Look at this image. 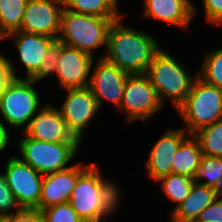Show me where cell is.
Segmentation results:
<instances>
[{
  "label": "cell",
  "mask_w": 222,
  "mask_h": 222,
  "mask_svg": "<svg viewBox=\"0 0 222 222\" xmlns=\"http://www.w3.org/2000/svg\"><path fill=\"white\" fill-rule=\"evenodd\" d=\"M201 68L196 75L206 83L222 89V49L204 53Z\"/></svg>",
  "instance_id": "484cf974"
},
{
  "label": "cell",
  "mask_w": 222,
  "mask_h": 222,
  "mask_svg": "<svg viewBox=\"0 0 222 222\" xmlns=\"http://www.w3.org/2000/svg\"><path fill=\"white\" fill-rule=\"evenodd\" d=\"M156 182H160V190H163L162 192L167 199L171 200L173 204L175 203L176 207L188 197L192 185L194 184V179L171 173L168 176L160 178Z\"/></svg>",
  "instance_id": "603a6c76"
},
{
  "label": "cell",
  "mask_w": 222,
  "mask_h": 222,
  "mask_svg": "<svg viewBox=\"0 0 222 222\" xmlns=\"http://www.w3.org/2000/svg\"><path fill=\"white\" fill-rule=\"evenodd\" d=\"M65 91L63 104L57 109L69 130L81 142L86 128L100 109L88 87L65 89Z\"/></svg>",
  "instance_id": "30bf717a"
},
{
  "label": "cell",
  "mask_w": 222,
  "mask_h": 222,
  "mask_svg": "<svg viewBox=\"0 0 222 222\" xmlns=\"http://www.w3.org/2000/svg\"><path fill=\"white\" fill-rule=\"evenodd\" d=\"M189 135L185 129H169L156 140L145 160L148 178L158 181L172 173V159L181 142Z\"/></svg>",
  "instance_id": "9a60e30c"
},
{
  "label": "cell",
  "mask_w": 222,
  "mask_h": 222,
  "mask_svg": "<svg viewBox=\"0 0 222 222\" xmlns=\"http://www.w3.org/2000/svg\"><path fill=\"white\" fill-rule=\"evenodd\" d=\"M221 193L214 188L194 182L188 197L173 207L171 222H193Z\"/></svg>",
  "instance_id": "d6986e66"
},
{
  "label": "cell",
  "mask_w": 222,
  "mask_h": 222,
  "mask_svg": "<svg viewBox=\"0 0 222 222\" xmlns=\"http://www.w3.org/2000/svg\"><path fill=\"white\" fill-rule=\"evenodd\" d=\"M63 9L61 0H27L19 31L44 34L57 40Z\"/></svg>",
  "instance_id": "7c38bea8"
},
{
  "label": "cell",
  "mask_w": 222,
  "mask_h": 222,
  "mask_svg": "<svg viewBox=\"0 0 222 222\" xmlns=\"http://www.w3.org/2000/svg\"><path fill=\"white\" fill-rule=\"evenodd\" d=\"M123 19L124 16L112 23L101 58L129 75L145 74L161 45L149 33L124 26Z\"/></svg>",
  "instance_id": "7a4b0ae2"
},
{
  "label": "cell",
  "mask_w": 222,
  "mask_h": 222,
  "mask_svg": "<svg viewBox=\"0 0 222 222\" xmlns=\"http://www.w3.org/2000/svg\"><path fill=\"white\" fill-rule=\"evenodd\" d=\"M45 222H84L69 202L41 210Z\"/></svg>",
  "instance_id": "83f0119b"
},
{
  "label": "cell",
  "mask_w": 222,
  "mask_h": 222,
  "mask_svg": "<svg viewBox=\"0 0 222 222\" xmlns=\"http://www.w3.org/2000/svg\"><path fill=\"white\" fill-rule=\"evenodd\" d=\"M64 9L79 14L92 15L107 19H120L125 16L120 12L118 0H61Z\"/></svg>",
  "instance_id": "44dd1931"
},
{
  "label": "cell",
  "mask_w": 222,
  "mask_h": 222,
  "mask_svg": "<svg viewBox=\"0 0 222 222\" xmlns=\"http://www.w3.org/2000/svg\"><path fill=\"white\" fill-rule=\"evenodd\" d=\"M12 209L14 210L13 212ZM22 210L13 191L9 188L7 178L0 171V218H6Z\"/></svg>",
  "instance_id": "4316f807"
},
{
  "label": "cell",
  "mask_w": 222,
  "mask_h": 222,
  "mask_svg": "<svg viewBox=\"0 0 222 222\" xmlns=\"http://www.w3.org/2000/svg\"><path fill=\"white\" fill-rule=\"evenodd\" d=\"M145 74L155 87L161 103L168 99L175 109L184 102L197 78L163 48L154 55Z\"/></svg>",
  "instance_id": "3957f363"
},
{
  "label": "cell",
  "mask_w": 222,
  "mask_h": 222,
  "mask_svg": "<svg viewBox=\"0 0 222 222\" xmlns=\"http://www.w3.org/2000/svg\"><path fill=\"white\" fill-rule=\"evenodd\" d=\"M6 39L5 33L0 29V40Z\"/></svg>",
  "instance_id": "e575fe53"
},
{
  "label": "cell",
  "mask_w": 222,
  "mask_h": 222,
  "mask_svg": "<svg viewBox=\"0 0 222 222\" xmlns=\"http://www.w3.org/2000/svg\"><path fill=\"white\" fill-rule=\"evenodd\" d=\"M9 188L22 209H38L43 174L24 163L19 157H10L4 166Z\"/></svg>",
  "instance_id": "9c48e42d"
},
{
  "label": "cell",
  "mask_w": 222,
  "mask_h": 222,
  "mask_svg": "<svg viewBox=\"0 0 222 222\" xmlns=\"http://www.w3.org/2000/svg\"><path fill=\"white\" fill-rule=\"evenodd\" d=\"M193 135L197 138L203 155L222 157V120L199 129Z\"/></svg>",
  "instance_id": "d4e9b609"
},
{
  "label": "cell",
  "mask_w": 222,
  "mask_h": 222,
  "mask_svg": "<svg viewBox=\"0 0 222 222\" xmlns=\"http://www.w3.org/2000/svg\"><path fill=\"white\" fill-rule=\"evenodd\" d=\"M116 20L63 9L57 41L94 56V49L107 48L109 29Z\"/></svg>",
  "instance_id": "277c9868"
},
{
  "label": "cell",
  "mask_w": 222,
  "mask_h": 222,
  "mask_svg": "<svg viewBox=\"0 0 222 222\" xmlns=\"http://www.w3.org/2000/svg\"><path fill=\"white\" fill-rule=\"evenodd\" d=\"M203 154L197 138L189 134L179 145L172 159V173L193 179Z\"/></svg>",
  "instance_id": "ffe728a7"
},
{
  "label": "cell",
  "mask_w": 222,
  "mask_h": 222,
  "mask_svg": "<svg viewBox=\"0 0 222 222\" xmlns=\"http://www.w3.org/2000/svg\"><path fill=\"white\" fill-rule=\"evenodd\" d=\"M94 57L60 43L56 77L62 89L88 87Z\"/></svg>",
  "instance_id": "4fadbf2b"
},
{
  "label": "cell",
  "mask_w": 222,
  "mask_h": 222,
  "mask_svg": "<svg viewBox=\"0 0 222 222\" xmlns=\"http://www.w3.org/2000/svg\"><path fill=\"white\" fill-rule=\"evenodd\" d=\"M193 179L194 182L214 188L222 194V157L203 155ZM203 179L206 181L202 182Z\"/></svg>",
  "instance_id": "7402d4cb"
},
{
  "label": "cell",
  "mask_w": 222,
  "mask_h": 222,
  "mask_svg": "<svg viewBox=\"0 0 222 222\" xmlns=\"http://www.w3.org/2000/svg\"><path fill=\"white\" fill-rule=\"evenodd\" d=\"M96 165L91 162L79 175L68 201L84 222H104L120 205L121 191Z\"/></svg>",
  "instance_id": "6da1fadb"
},
{
  "label": "cell",
  "mask_w": 222,
  "mask_h": 222,
  "mask_svg": "<svg viewBox=\"0 0 222 222\" xmlns=\"http://www.w3.org/2000/svg\"><path fill=\"white\" fill-rule=\"evenodd\" d=\"M0 222H6L5 218H0Z\"/></svg>",
  "instance_id": "d590c367"
},
{
  "label": "cell",
  "mask_w": 222,
  "mask_h": 222,
  "mask_svg": "<svg viewBox=\"0 0 222 222\" xmlns=\"http://www.w3.org/2000/svg\"><path fill=\"white\" fill-rule=\"evenodd\" d=\"M8 127L5 126L4 122L1 121L0 119V153L7 148L8 144H10V136L8 133Z\"/></svg>",
  "instance_id": "836d02e7"
},
{
  "label": "cell",
  "mask_w": 222,
  "mask_h": 222,
  "mask_svg": "<svg viewBox=\"0 0 222 222\" xmlns=\"http://www.w3.org/2000/svg\"><path fill=\"white\" fill-rule=\"evenodd\" d=\"M184 120V129L194 134L199 129L222 120V89L197 76L184 102L176 109Z\"/></svg>",
  "instance_id": "5b68a950"
},
{
  "label": "cell",
  "mask_w": 222,
  "mask_h": 222,
  "mask_svg": "<svg viewBox=\"0 0 222 222\" xmlns=\"http://www.w3.org/2000/svg\"><path fill=\"white\" fill-rule=\"evenodd\" d=\"M34 82L26 78H11L0 94V114L8 126L24 132L33 116L42 108L41 97Z\"/></svg>",
  "instance_id": "8992f818"
},
{
  "label": "cell",
  "mask_w": 222,
  "mask_h": 222,
  "mask_svg": "<svg viewBox=\"0 0 222 222\" xmlns=\"http://www.w3.org/2000/svg\"><path fill=\"white\" fill-rule=\"evenodd\" d=\"M24 132L33 139L50 143L80 142L69 130L58 109L48 102L33 116Z\"/></svg>",
  "instance_id": "5bb4252c"
},
{
  "label": "cell",
  "mask_w": 222,
  "mask_h": 222,
  "mask_svg": "<svg viewBox=\"0 0 222 222\" xmlns=\"http://www.w3.org/2000/svg\"><path fill=\"white\" fill-rule=\"evenodd\" d=\"M196 221L222 222V194L199 214Z\"/></svg>",
  "instance_id": "4dcf8cb0"
},
{
  "label": "cell",
  "mask_w": 222,
  "mask_h": 222,
  "mask_svg": "<svg viewBox=\"0 0 222 222\" xmlns=\"http://www.w3.org/2000/svg\"><path fill=\"white\" fill-rule=\"evenodd\" d=\"M5 219L6 222H45L42 212L38 209H22Z\"/></svg>",
  "instance_id": "d6a6232c"
},
{
  "label": "cell",
  "mask_w": 222,
  "mask_h": 222,
  "mask_svg": "<svg viewBox=\"0 0 222 222\" xmlns=\"http://www.w3.org/2000/svg\"><path fill=\"white\" fill-rule=\"evenodd\" d=\"M24 137L19 140V157L40 174L59 172L70 168L68 164L77 155L82 142L50 143L39 141L22 132Z\"/></svg>",
  "instance_id": "52a82bcc"
},
{
  "label": "cell",
  "mask_w": 222,
  "mask_h": 222,
  "mask_svg": "<svg viewBox=\"0 0 222 222\" xmlns=\"http://www.w3.org/2000/svg\"><path fill=\"white\" fill-rule=\"evenodd\" d=\"M6 38L12 39L19 51L18 61L26 69L25 77L22 78L26 79H30L38 71L44 55L56 41L44 34L25 33L19 30L9 33Z\"/></svg>",
  "instance_id": "e0dca14e"
},
{
  "label": "cell",
  "mask_w": 222,
  "mask_h": 222,
  "mask_svg": "<svg viewBox=\"0 0 222 222\" xmlns=\"http://www.w3.org/2000/svg\"><path fill=\"white\" fill-rule=\"evenodd\" d=\"M142 16L175 25L181 29L190 28L191 20L197 13L191 0H143Z\"/></svg>",
  "instance_id": "ac0fdd59"
},
{
  "label": "cell",
  "mask_w": 222,
  "mask_h": 222,
  "mask_svg": "<svg viewBox=\"0 0 222 222\" xmlns=\"http://www.w3.org/2000/svg\"><path fill=\"white\" fill-rule=\"evenodd\" d=\"M27 0H0V29L8 35L20 30Z\"/></svg>",
  "instance_id": "cb8c5ba5"
},
{
  "label": "cell",
  "mask_w": 222,
  "mask_h": 222,
  "mask_svg": "<svg viewBox=\"0 0 222 222\" xmlns=\"http://www.w3.org/2000/svg\"><path fill=\"white\" fill-rule=\"evenodd\" d=\"M16 66L12 61L5 57L4 54L0 53V94L3 90L4 85L13 77V78H22L17 76L15 71Z\"/></svg>",
  "instance_id": "1f68e13d"
},
{
  "label": "cell",
  "mask_w": 222,
  "mask_h": 222,
  "mask_svg": "<svg viewBox=\"0 0 222 222\" xmlns=\"http://www.w3.org/2000/svg\"><path fill=\"white\" fill-rule=\"evenodd\" d=\"M76 163L70 168L43 176L39 210L67 203L79 175L90 165Z\"/></svg>",
  "instance_id": "2e32d148"
},
{
  "label": "cell",
  "mask_w": 222,
  "mask_h": 222,
  "mask_svg": "<svg viewBox=\"0 0 222 222\" xmlns=\"http://www.w3.org/2000/svg\"><path fill=\"white\" fill-rule=\"evenodd\" d=\"M59 51H60V42L56 40L44 55L43 61L41 62L38 71L30 79L33 80L34 82H39L42 79L44 80V78L47 77L48 75H51L53 73H55L56 75Z\"/></svg>",
  "instance_id": "f1b7e54d"
},
{
  "label": "cell",
  "mask_w": 222,
  "mask_h": 222,
  "mask_svg": "<svg viewBox=\"0 0 222 222\" xmlns=\"http://www.w3.org/2000/svg\"><path fill=\"white\" fill-rule=\"evenodd\" d=\"M163 107L155 87L146 74L128 75L119 107L125 113L126 124L148 121Z\"/></svg>",
  "instance_id": "ba28073f"
},
{
  "label": "cell",
  "mask_w": 222,
  "mask_h": 222,
  "mask_svg": "<svg viewBox=\"0 0 222 222\" xmlns=\"http://www.w3.org/2000/svg\"><path fill=\"white\" fill-rule=\"evenodd\" d=\"M206 21L212 25H222V0H202Z\"/></svg>",
  "instance_id": "f546056e"
},
{
  "label": "cell",
  "mask_w": 222,
  "mask_h": 222,
  "mask_svg": "<svg viewBox=\"0 0 222 222\" xmlns=\"http://www.w3.org/2000/svg\"><path fill=\"white\" fill-rule=\"evenodd\" d=\"M128 75L105 58L100 57L96 64L93 63L88 88L96 98L99 109L105 99L119 110Z\"/></svg>",
  "instance_id": "8fae6325"
}]
</instances>
